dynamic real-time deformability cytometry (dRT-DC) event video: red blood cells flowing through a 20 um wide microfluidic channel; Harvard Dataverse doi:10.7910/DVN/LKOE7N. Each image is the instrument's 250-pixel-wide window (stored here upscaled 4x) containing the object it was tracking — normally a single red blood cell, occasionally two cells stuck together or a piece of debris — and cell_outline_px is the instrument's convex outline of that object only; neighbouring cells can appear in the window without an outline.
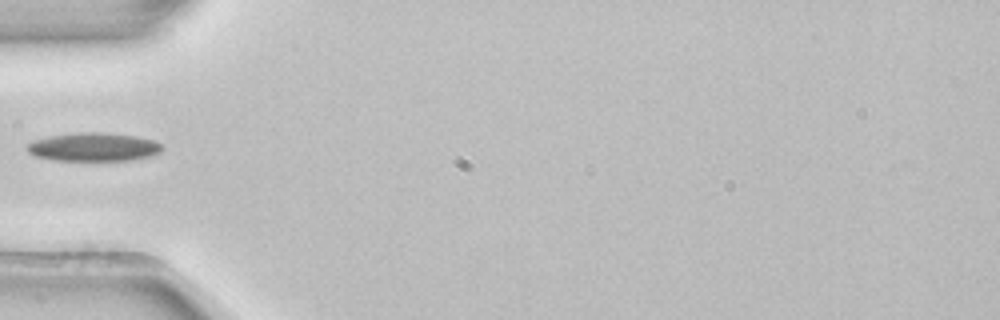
{"species": "common noctule bat (a hibernating species)", "species_latin": "Nyctalus noctula", "temperature_condition": "room temperature", "stored_images_in_passage": 4, "camera_frame_rate_fps": 3000, "um_per_image_px": 0.085, "animal": {"sex": "female", "body_mass_g": 22.7, "forearm_length_mm": 54.2}, "frame": {"image": 1, "passage_image": 4, "time_ms": 1.0, "image_size_px": [1000, 320], "cell_outline_px": [[164, 148], [160, 152], [148, 156], [128, 160], [52, 160], [36, 156], [28, 152], [24, 148], [28, 144], [36, 140], [52, 136], [80, 132], [100, 132], [136, 136], [156, 140]], "centroid_in_image_um": [7.96, 12.49], "position_along_channel_um": 77.0, "area_um2": 22.2}}